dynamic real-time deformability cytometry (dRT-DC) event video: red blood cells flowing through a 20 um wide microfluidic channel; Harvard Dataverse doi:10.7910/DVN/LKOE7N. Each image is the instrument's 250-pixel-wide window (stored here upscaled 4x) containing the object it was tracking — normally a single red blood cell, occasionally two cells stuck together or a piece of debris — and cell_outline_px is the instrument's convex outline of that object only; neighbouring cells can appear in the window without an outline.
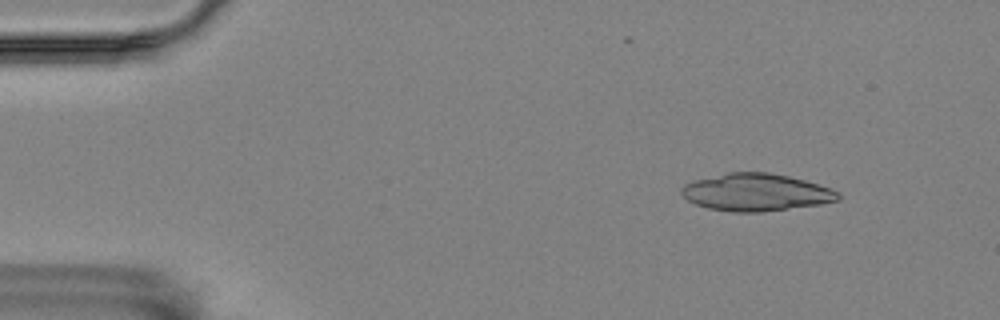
{"species": "Egyptian fruit bat (a non-hibernating species)", "species_latin": "Rousettus aegyptiacus", "temperature_condition": "room temperature", "stored_images_in_passage": 5, "camera_frame_rate_fps": 3000, "um_per_image_px": 0.085, "animal": {"sex": "female"}, "frame": {"image": 1, "passage_image": 2, "time_ms": 0.333, "image_size_px": [1000, 320], "cell_outline_px": [[840, 200], [820, 204], [760, 212], [732, 212], [708, 208], [696, 204], [688, 200], [680, 192], [680, 188], [684, 184], [692, 180], [728, 172], [768, 172], [788, 176], [804, 180], [832, 188], [840, 192]], "centroid_in_image_um": [64.25, 16.34], "position_along_channel_um": 20.7, "area_um2": 34.22}}